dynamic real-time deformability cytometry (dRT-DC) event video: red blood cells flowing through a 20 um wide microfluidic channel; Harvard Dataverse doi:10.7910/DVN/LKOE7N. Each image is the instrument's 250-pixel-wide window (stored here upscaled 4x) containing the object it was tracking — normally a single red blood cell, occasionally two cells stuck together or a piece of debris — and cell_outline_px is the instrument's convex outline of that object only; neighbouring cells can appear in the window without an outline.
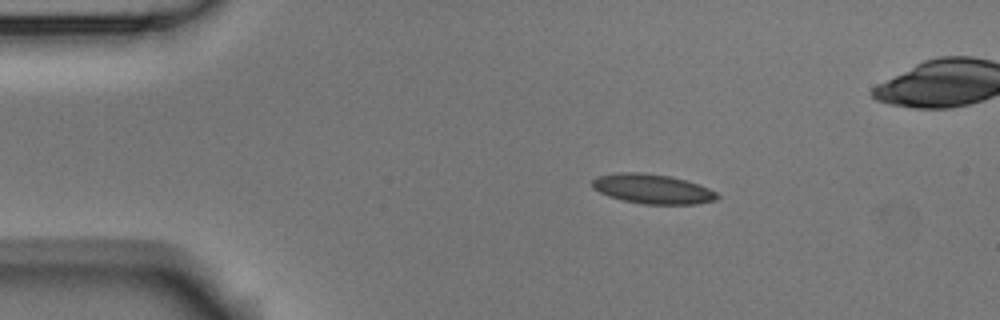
{"species": "Egyptian fruit bat (a non-hibernating species)", "species_latin": "Rousettus aegyptiacus", "temperature_condition": "room temperature", "stored_images_in_passage": 6, "camera_frame_rate_fps": 3000, "um_per_image_px": 0.085, "animal": {"sex": "male"}, "frame": {"image": 1, "passage_image": 2, "time_ms": 0.333, "image_size_px": [1000, 320], "cell_outline_px": [[720, 196], [716, 200], [696, 204], [640, 204], [608, 196], [592, 188], [592, 180], [596, 176], [620, 172], [640, 172], [668, 176], [700, 184], [716, 192]], "centroid_in_image_um": [55.45, 16.06], "position_along_channel_um": 29.5, "area_um2": 21.56}}
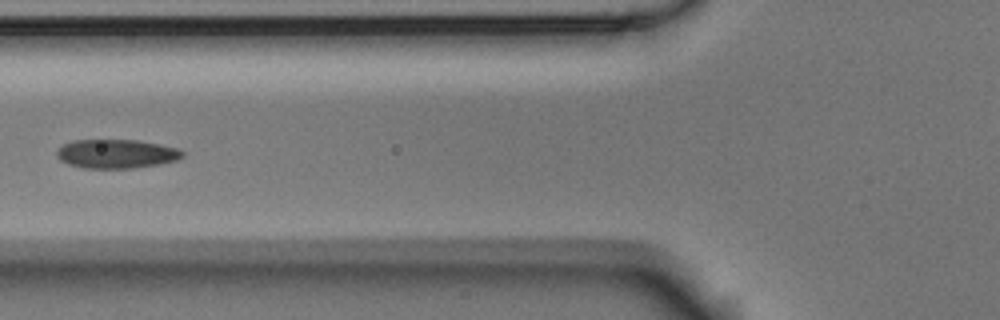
{"frame": {"image": 2, "passage_image": 5, "time_ms": 1.333, "image_size_px": [1000, 320], "cell_outline_px": [[184, 156], [176, 160], [156, 164], [132, 168], [84, 168], [68, 164], [60, 160], [56, 156], [56, 152], [64, 144], [72, 140], [136, 140], [160, 144], [180, 148], [184, 152]], "centroid_in_image_um": [9.89, 13.07], "position_along_channel_um": 115.9, "area_um2": 21.15}}
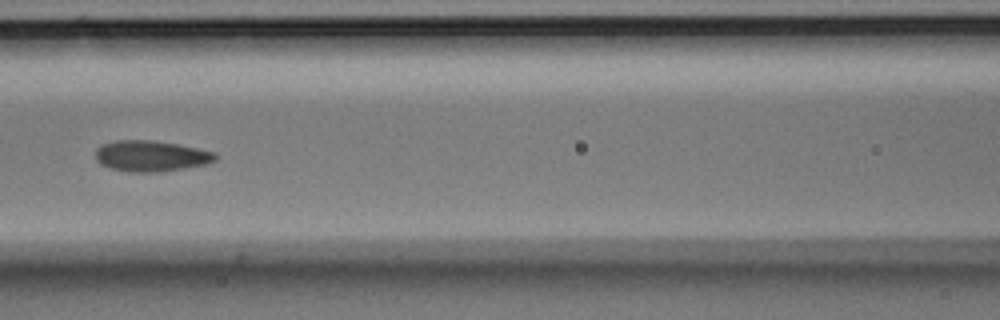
{"frame": {"image": 3, "passage_image": 6, "time_ms": 1.667, "image_size_px": [1000, 320], "cell_outline_px": [[216, 160], [204, 164], [184, 168], [160, 172], [128, 172], [112, 168], [100, 164], [96, 160], [96, 148], [100, 144], [116, 140], [152, 140], [176, 144], [216, 152]], "centroid_in_image_um": [12.79, 13.25], "position_along_channel_um": 153.8, "area_um2": 21.56}}